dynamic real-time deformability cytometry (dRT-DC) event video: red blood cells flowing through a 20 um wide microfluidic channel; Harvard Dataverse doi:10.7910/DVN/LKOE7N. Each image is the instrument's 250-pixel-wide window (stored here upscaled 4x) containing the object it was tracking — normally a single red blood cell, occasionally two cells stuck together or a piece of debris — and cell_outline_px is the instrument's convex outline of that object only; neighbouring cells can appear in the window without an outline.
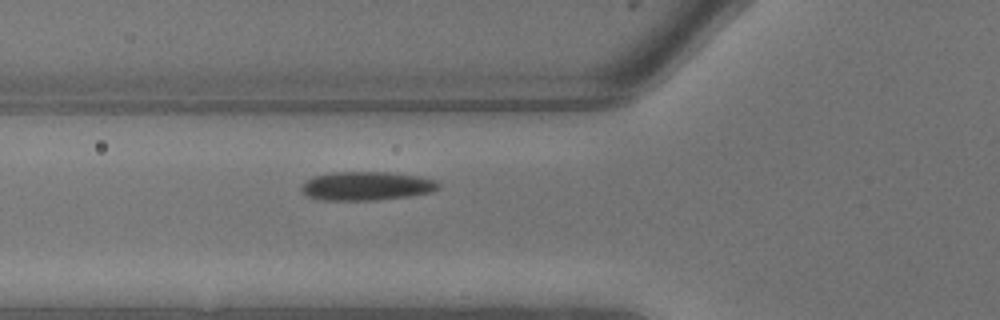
{"species": "common noctule bat (a hibernating species)", "species_latin": "Nyctalus noctula", "temperature_condition": "warm", "stored_images_in_passage": 5, "camera_frame_rate_fps": 3000, "um_per_image_px": 0.085, "animal": {"sex": "male", "body_mass_g": 13.3}, "frame": {"image": 1, "passage_image": 5, "time_ms": 1.333, "image_size_px": [1000, 320], "cell_outline_px": [[440, 188], [432, 192], [408, 196], [376, 200], [320, 200], [308, 196], [300, 188], [312, 176], [332, 172], [388, 172], [420, 176], [436, 180], [440, 184]], "centroid_in_image_um": [31.19, 15.8], "position_along_channel_um": 94.6, "area_um2": 23.0}}